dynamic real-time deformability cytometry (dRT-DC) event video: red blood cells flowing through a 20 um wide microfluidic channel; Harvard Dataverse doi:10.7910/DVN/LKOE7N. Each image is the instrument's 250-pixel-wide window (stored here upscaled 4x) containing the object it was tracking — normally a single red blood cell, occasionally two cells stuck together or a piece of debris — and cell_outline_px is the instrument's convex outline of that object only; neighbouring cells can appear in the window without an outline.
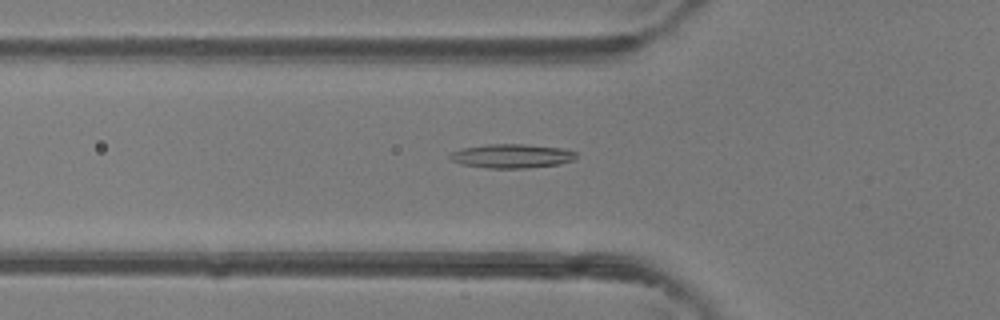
{"species": "common noctule bat (a hibernating species)", "species_latin": "Nyctalus noctula", "temperature_condition": "room temperature", "stored_images_in_passage": 38, "camera_frame_rate_fps": 3000, "um_per_image_px": 0.085, "animal": {"sex": "female"}, "frame": {"image": 1, "passage_image": 7, "time_ms": 2.0, "image_size_px": [1000, 320], "cell_outline_px": [[576, 160], [560, 164], [524, 168], [488, 168], [464, 164], [452, 160], [448, 156], [452, 152], [460, 148], [488, 144], [524, 144], [560, 148], [576, 152]], "centroid_in_image_um": [43.51, 13.26], "position_along_channel_um": 82.3, "area_um2": 17.57}}
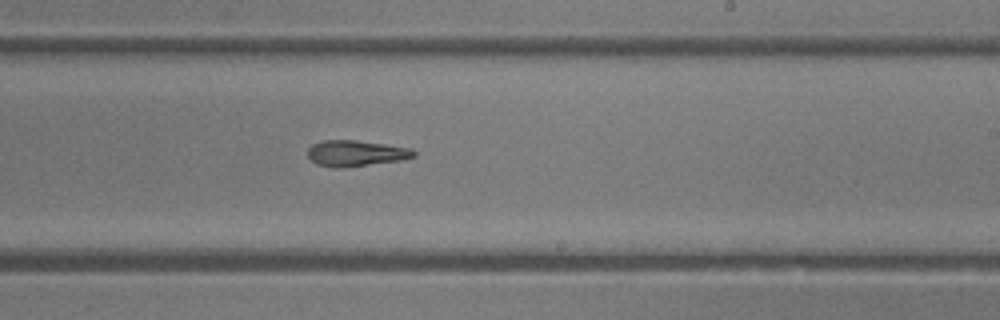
{"frame": {"image": 2, "passage_image": 19, "time_ms": 6.0, "image_size_px": [1000, 320], "cell_outline_px": [[416, 156], [400, 160], [344, 168], [332, 168], [316, 164], [308, 156], [308, 148], [312, 144], [324, 140], [356, 140], [412, 148], [416, 152]], "centroid_in_image_um": [30.24, 13.03], "position_along_channel_um": 258.8, "area_um2": 16.13}}
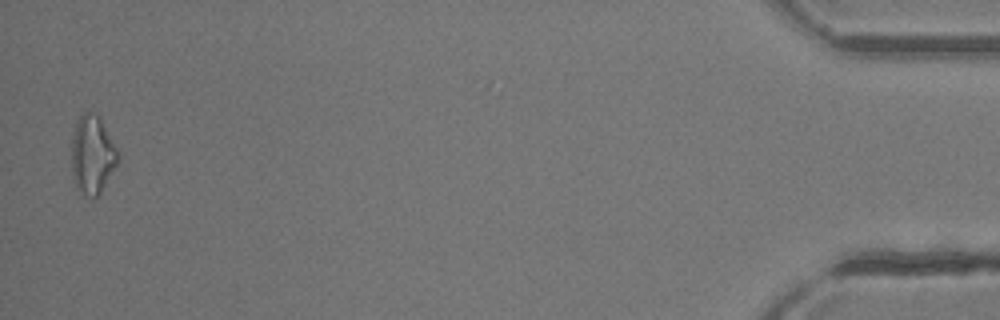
{"frame": {"image": 3, "passage_image": 37, "time_ms": 12.0, "image_size_px": [1000, 320], "cell_outline_px": [[120, 156], [116, 164], [100, 192], [96, 196], [88, 196], [76, 184], [72, 176], [72, 140], [76, 120], [84, 112], [92, 112], [100, 116], [120, 152]], "centroid_in_image_um": [7.87, 13.06], "position_along_channel_um": 427.3, "area_um2": 20.92}, "authors_computed_cell_mechanics": {"area_um2": 16.9065, "velocity_mm_per_s": 4.3937, "shape_relaxation_time_tau1_ms": null, "shape_relaxation_time_tau2_ms": 1.5617, "deformation_change_tau1": null, "deformation_change_tau2": 0.1209}}